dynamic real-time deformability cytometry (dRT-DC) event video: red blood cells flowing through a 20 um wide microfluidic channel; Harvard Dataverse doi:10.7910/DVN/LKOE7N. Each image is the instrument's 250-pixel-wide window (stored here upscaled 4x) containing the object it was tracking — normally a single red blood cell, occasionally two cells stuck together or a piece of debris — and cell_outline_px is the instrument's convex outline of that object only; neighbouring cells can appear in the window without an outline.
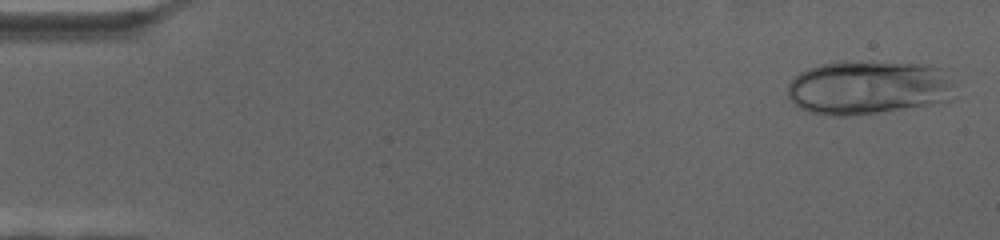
{"species": "human", "species_latin": "Homo sapiens", "temperature_condition": "cold", "stored_images_in_passage": 67, "camera_frame_rate_fps": 3000, "um_per_image_px": 0.085, "donor": {"sex": "female"}, "frame": {"image": 1, "passage_image": 2, "time_ms": 0.333, "image_size_px": [1000, 240], "cell_outline_px": [[952, 100], [932, 104], [852, 116], [832, 116], [808, 112], [800, 108], [788, 96], [788, 84], [800, 72], [808, 68], [820, 64], [840, 60], [848, 60], [928, 64], [952, 68]], "centroid_in_image_um": [73.88, 7.4], "position_along_channel_um": 11.1, "area_um2": 53.81}}
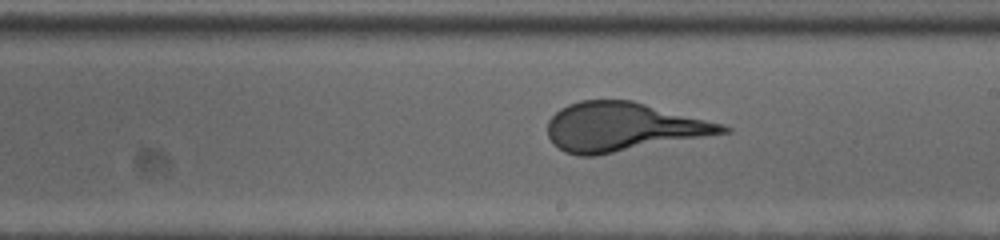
{"frame": {"image": 2, "passage_image": 39, "time_ms": 12.667, "image_size_px": [1000, 240], "cell_outline_px": [[732, 132], [596, 156], [580, 156], [564, 152], [552, 144], [548, 136], [548, 120], [560, 108], [568, 104], [580, 100], [632, 100], [724, 124], [732, 128]], "centroid_in_image_um": [52.96, 10.8], "position_along_channel_um": 236.0, "area_um2": 50.05}}
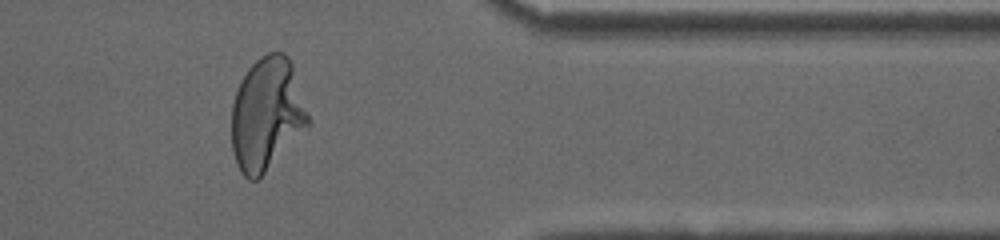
{"frame": {"image": 3, "passage_image": 56, "time_ms": 18.333, "image_size_px": [1000, 240], "cell_outline_px": [[312, 124], [256, 180], [248, 180], [240, 172], [236, 164], [232, 148], [232, 104], [240, 80], [248, 68], [260, 56], [268, 52], [284, 52], [288, 56], [292, 64], [312, 120]], "centroid_in_image_um": [22.7, 9.68], "position_along_channel_um": 388.7, "area_um2": 50.75}}